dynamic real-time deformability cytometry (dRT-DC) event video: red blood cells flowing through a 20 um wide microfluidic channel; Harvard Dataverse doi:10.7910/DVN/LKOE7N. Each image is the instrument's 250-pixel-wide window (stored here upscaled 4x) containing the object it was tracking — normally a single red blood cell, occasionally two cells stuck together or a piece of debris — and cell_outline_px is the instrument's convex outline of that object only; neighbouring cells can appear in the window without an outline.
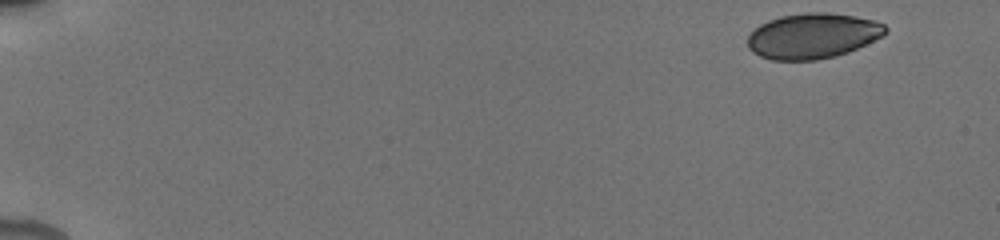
{"species": "human", "species_latin": "Homo sapiens", "temperature_condition": "cold", "stored_images_in_passage": 7, "camera_frame_rate_fps": 3000, "um_per_image_px": 0.085, "donor": {"sex": "male"}, "frame": {"image": 1, "passage_image": 1, "time_ms": 0.0, "image_size_px": [1000, 240], "cell_outline_px": [[888, 32], [884, 36], [848, 52], [836, 56], [816, 60], [772, 60], [760, 56], [752, 52], [748, 48], [748, 36], [760, 24], [768, 20], [780, 16], [804, 12], [828, 12], [856, 16], [876, 20], [884, 24], [888, 28]], "centroid_in_image_um": [69.11, 3.04], "position_along_channel_um": 15.9, "area_um2": 36.76}}
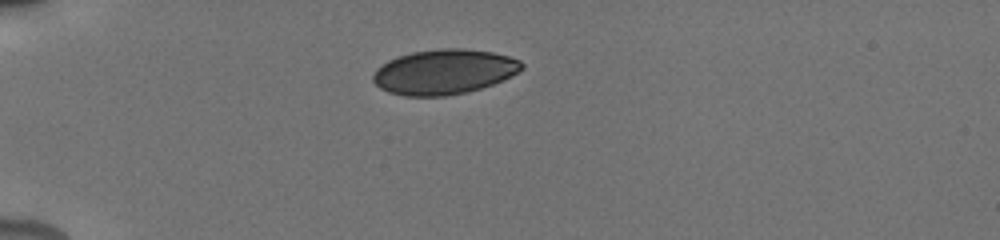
{"frame": {"image": 2, "passage_image": 5, "time_ms": 4.0, "image_size_px": [1000, 240], "cell_outline_px": [[524, 68], [512, 76], [492, 84], [468, 92], [444, 96], [404, 96], [388, 92], [380, 88], [372, 80], [372, 76], [376, 68], [380, 64], [396, 56], [412, 52], [436, 48], [464, 48], [492, 52], [508, 56], [520, 60], [524, 64]], "centroid_in_image_um": [37.72, 6.1], "position_along_channel_um": 47.3, "area_um2": 39.3}}